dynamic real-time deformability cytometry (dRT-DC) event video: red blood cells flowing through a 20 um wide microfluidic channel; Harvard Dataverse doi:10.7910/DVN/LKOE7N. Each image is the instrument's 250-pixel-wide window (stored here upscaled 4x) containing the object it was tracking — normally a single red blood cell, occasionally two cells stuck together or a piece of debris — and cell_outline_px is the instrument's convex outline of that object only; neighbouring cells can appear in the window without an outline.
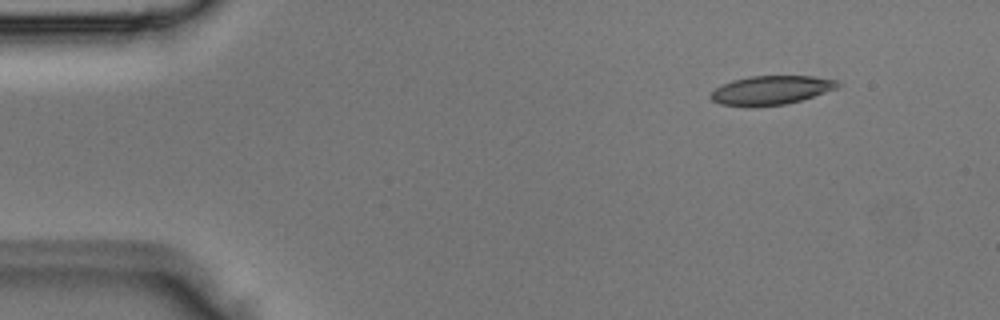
{"species": "Egyptian fruit bat (a non-hibernating species)", "species_latin": "Rousettus aegyptiacus", "temperature_condition": "room temperature", "stored_images_in_passage": 4, "camera_frame_rate_fps": 3000, "um_per_image_px": 0.085, "animal": {"sex": "male"}, "frame": {"image": 1, "passage_image": 2, "time_ms": 0.333, "image_size_px": [1000, 320], "cell_outline_px": [[840, 84], [836, 88], [800, 100], [784, 104], [752, 108], [748, 108], [720, 104], [712, 100], [708, 96], [716, 88], [732, 80], [748, 76], [812, 76], [836, 80]], "centroid_in_image_um": [65.46, 7.68], "position_along_channel_um": 19.5, "area_um2": 21.44}}